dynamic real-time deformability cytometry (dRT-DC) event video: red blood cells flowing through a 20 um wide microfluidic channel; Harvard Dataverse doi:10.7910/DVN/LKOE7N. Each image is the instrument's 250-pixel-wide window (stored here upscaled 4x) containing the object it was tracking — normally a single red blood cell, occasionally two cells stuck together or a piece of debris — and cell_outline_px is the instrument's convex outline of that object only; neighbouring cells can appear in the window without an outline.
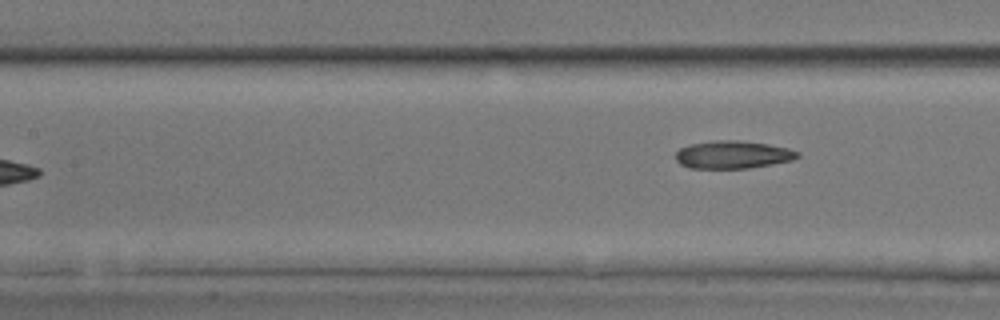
{"species": "common noctule bat (a hibernating species)", "species_latin": "Nyctalus noctula", "temperature_condition": "room temperature", "stored_images_in_passage": 6, "camera_frame_rate_fps": 3000, "um_per_image_px": 0.085, "animal": {"sex": "male", "body_mass_g": 17.9, "forearm_length_mm": 54.2}, "frame": {"image": 1, "passage_image": 6, "time_ms": 6.667, "image_size_px": [1000, 320], "cell_outline_px": [[800, 156], [792, 160], [772, 164], [748, 168], [688, 168], [680, 164], [676, 160], [676, 152], [680, 148], [688, 144], [716, 140], [740, 140], [768, 144], [788, 148], [800, 152]], "centroid_in_image_um": [62.28, 13.14], "position_along_channel_um": 145.1, "area_um2": 19.83}}